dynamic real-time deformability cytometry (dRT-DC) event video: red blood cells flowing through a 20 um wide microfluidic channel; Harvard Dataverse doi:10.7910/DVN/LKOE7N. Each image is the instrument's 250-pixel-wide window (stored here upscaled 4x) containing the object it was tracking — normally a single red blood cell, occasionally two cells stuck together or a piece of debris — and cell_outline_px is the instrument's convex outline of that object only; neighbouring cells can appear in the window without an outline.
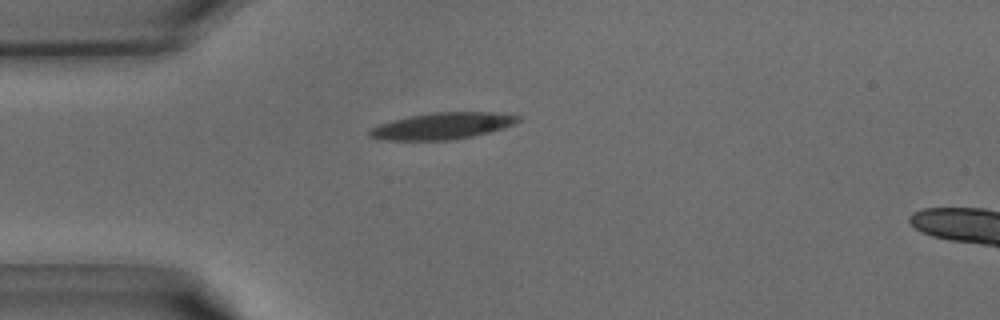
{"species": "common noctule bat (a hibernating species)", "species_latin": "Nyctalus noctula", "temperature_condition": "warm", "stored_images_in_passage": 31, "camera_frame_rate_fps": 3000, "um_per_image_px": 0.085, "animal": {"sex": "male", "body_mass_g": 15.6}, "frame": {"image": 1, "passage_image": 1, "time_ms": 0.0, "image_size_px": [1000, 320], "cell_outline_px": [[520, 120], [512, 124], [488, 132], [472, 136], [448, 140], [388, 140], [372, 136], [368, 132], [372, 128], [380, 124], [392, 120], [412, 116], [436, 112], [492, 112], [520, 116]], "centroid_in_image_um": [37.6, 10.7], "position_along_channel_um": 47.4, "area_um2": 22.37}}
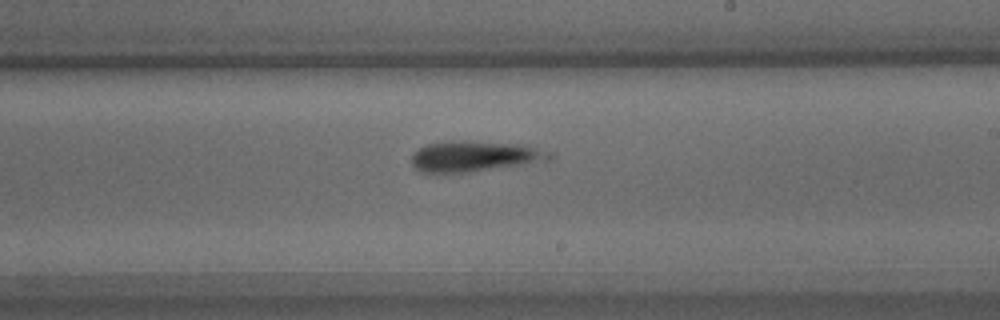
{"frame": {"image": 2, "passage_image": 14, "time_ms": 4.333, "image_size_px": [1000, 320], "cell_outline_px": [[552, 160], [468, 172], [420, 172], [412, 164], [412, 156], [420, 148], [428, 144], [448, 140], [460, 140], [524, 144], [552, 152]], "centroid_in_image_um": [40.38, 13.26], "position_along_channel_um": 248.6, "area_um2": 24.62}}
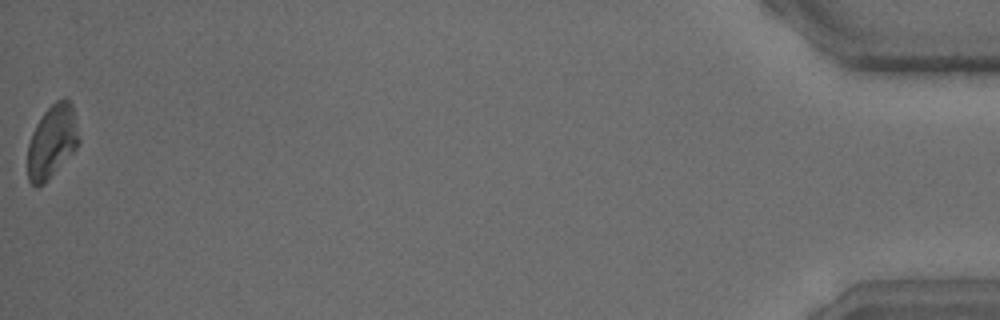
{"frame": {"image": 3, "passage_image": 31, "time_ms": 10.0, "image_size_px": [1000, 320], "cell_outline_px": [[80, 140], [76, 148], [44, 184], [36, 188], [28, 180], [28, 144], [32, 132], [36, 124], [44, 112], [56, 100], [64, 96], [68, 96], [72, 104]], "centroid_in_image_um": [4.42, 12.0], "position_along_channel_um": 430.8, "area_um2": 21.85}}